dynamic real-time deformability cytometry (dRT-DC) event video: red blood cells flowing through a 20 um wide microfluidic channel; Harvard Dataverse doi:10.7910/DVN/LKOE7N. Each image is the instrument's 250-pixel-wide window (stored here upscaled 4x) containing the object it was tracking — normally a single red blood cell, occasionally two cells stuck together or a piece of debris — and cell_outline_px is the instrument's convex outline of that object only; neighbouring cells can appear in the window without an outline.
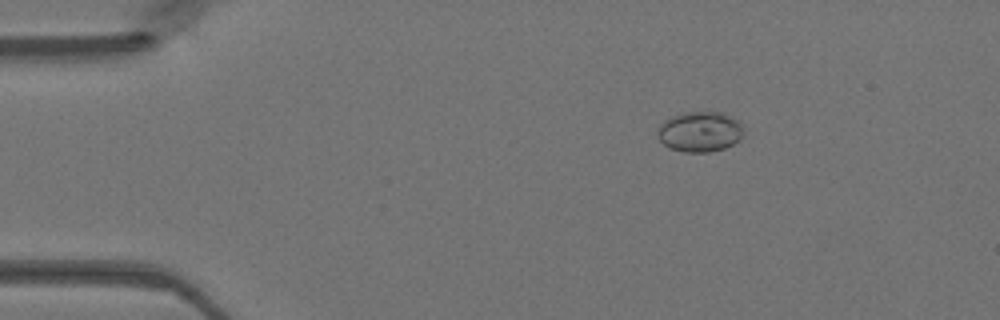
{"species": "Egyptian fruit bat (a non-hibernating species)", "species_latin": "Rousettus aegyptiacus", "temperature_condition": "warm", "stored_images_in_passage": 49, "camera_frame_rate_fps": 3000, "um_per_image_px": 0.085, "animal": {"sex": "female"}, "frame": {"image": 1, "passage_image": 8, "time_ms": 2.333, "image_size_px": [1000, 320], "cell_outline_px": [[740, 136], [732, 144], [724, 148], [708, 152], [684, 152], [672, 148], [664, 144], [660, 140], [656, 132], [660, 124], [664, 120], [672, 116], [688, 112], [720, 112], [732, 116], [740, 120]], "centroid_in_image_um": [59.45, 11.18], "position_along_channel_um": 25.6, "area_um2": 19.88}}
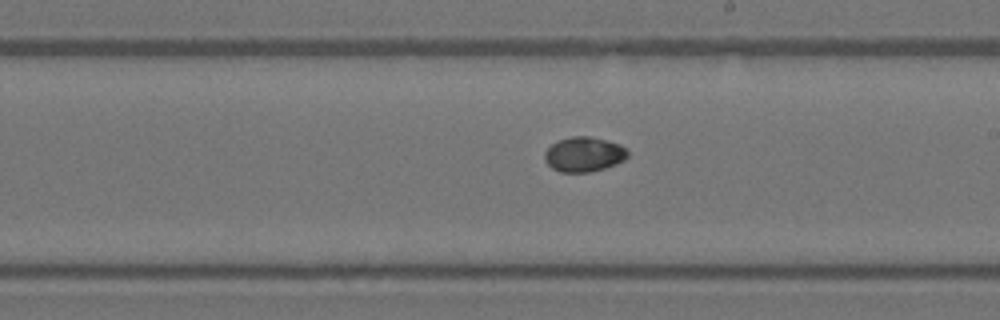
{"frame": {"image": 2, "passage_image": 28, "time_ms": 9.0, "image_size_px": [1000, 320], "cell_outline_px": [[628, 156], [624, 160], [604, 168], [588, 172], [560, 172], [552, 168], [544, 160], [544, 152], [552, 144], [560, 140], [572, 136], [592, 136], [608, 140], [620, 144], [628, 148]], "centroid_in_image_um": [49.65, 13.1], "position_along_channel_um": 239.3, "area_um2": 16.94}}
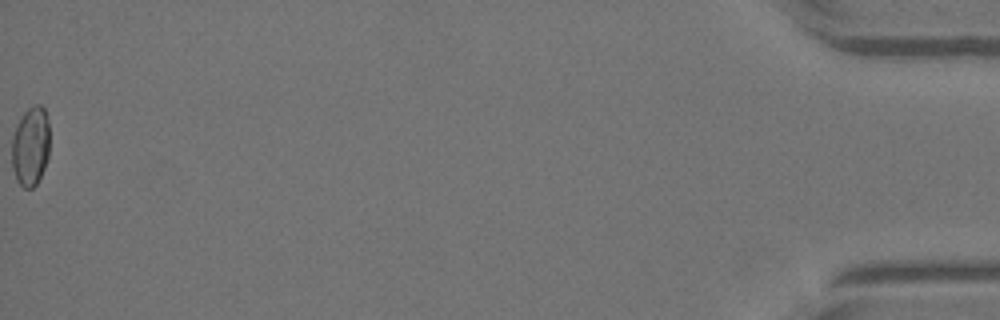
{"frame": {"image": 3, "passage_image": 49, "time_ms": 16.0, "image_size_px": [1000, 320], "cell_outline_px": [[48, 156], [44, 168], [36, 184], [32, 188], [24, 188], [16, 180], [12, 168], [12, 140], [16, 124], [24, 112], [28, 108], [36, 104], [40, 104], [44, 108], [48, 120]], "centroid_in_image_um": [2.58, 12.43], "position_along_channel_um": 432.6, "area_um2": 17.46}}